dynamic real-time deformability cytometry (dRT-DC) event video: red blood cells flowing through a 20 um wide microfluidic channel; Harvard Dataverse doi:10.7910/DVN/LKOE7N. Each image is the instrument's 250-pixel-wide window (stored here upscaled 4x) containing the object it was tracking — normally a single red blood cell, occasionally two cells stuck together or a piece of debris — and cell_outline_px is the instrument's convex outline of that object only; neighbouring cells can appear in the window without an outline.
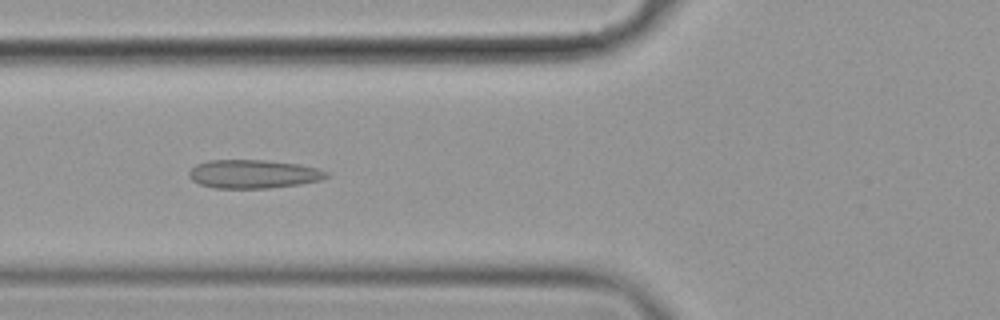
{"species": "common noctule bat (a hibernating species)", "species_latin": "Nyctalus noctula", "temperature_condition": "cold", "stored_images_in_passage": 15, "camera_frame_rate_fps": 3000, "um_per_image_px": 0.085, "animal": {"sex": "female", "body_mass_g": 19.9}, "frame": {"image": 1, "passage_image": 6, "time_ms": 1.667, "image_size_px": [1000, 320], "cell_outline_px": [[328, 176], [320, 180], [300, 184], [268, 188], [212, 188], [200, 184], [192, 180], [188, 176], [188, 172], [196, 164], [208, 160], [264, 160], [300, 164], [316, 168], [328, 172]], "centroid_in_image_um": [21.51, 14.79], "position_along_channel_um": 104.3, "area_um2": 22.89}}
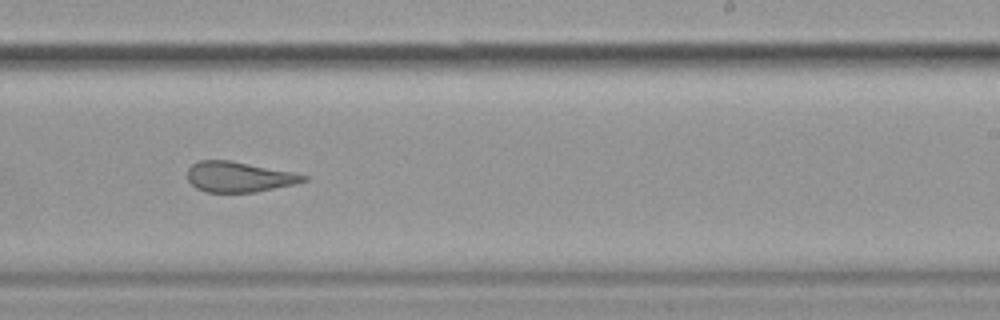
{"frame": {"image": 2, "passage_image": 10, "time_ms": 3.0, "image_size_px": [1000, 320], "cell_outline_px": [[308, 180], [292, 184], [256, 192], [204, 192], [196, 188], [188, 180], [188, 168], [192, 164], [200, 160], [228, 160], [292, 172], [308, 176]], "centroid_in_image_um": [20.27, 15.04], "position_along_channel_um": 268.7, "area_um2": 20.29}}
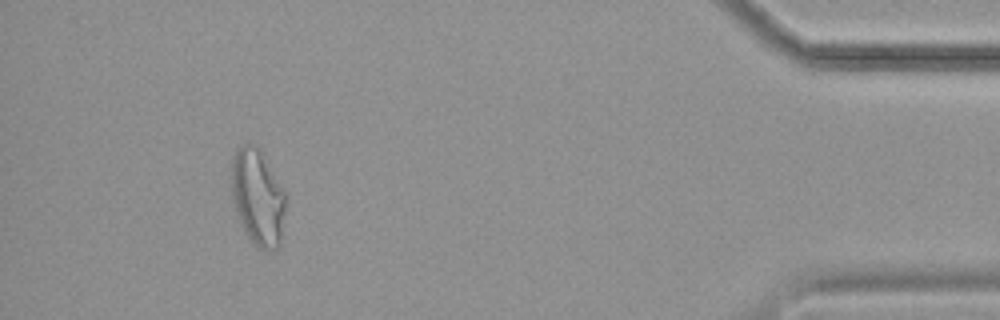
{"frame": {"image": 3, "passage_image": 14, "time_ms": 4.333, "image_size_px": [1000, 320], "cell_outline_px": [[284, 212], [280, 244], [276, 248], [260, 248], [244, 232], [240, 224], [236, 212], [232, 196], [232, 156], [236, 148], [240, 144], [248, 140], [256, 144], [260, 148], [284, 188]], "centroid_in_image_um": [21.88, 16.65], "position_along_channel_um": 413.3, "area_um2": 30.52}}